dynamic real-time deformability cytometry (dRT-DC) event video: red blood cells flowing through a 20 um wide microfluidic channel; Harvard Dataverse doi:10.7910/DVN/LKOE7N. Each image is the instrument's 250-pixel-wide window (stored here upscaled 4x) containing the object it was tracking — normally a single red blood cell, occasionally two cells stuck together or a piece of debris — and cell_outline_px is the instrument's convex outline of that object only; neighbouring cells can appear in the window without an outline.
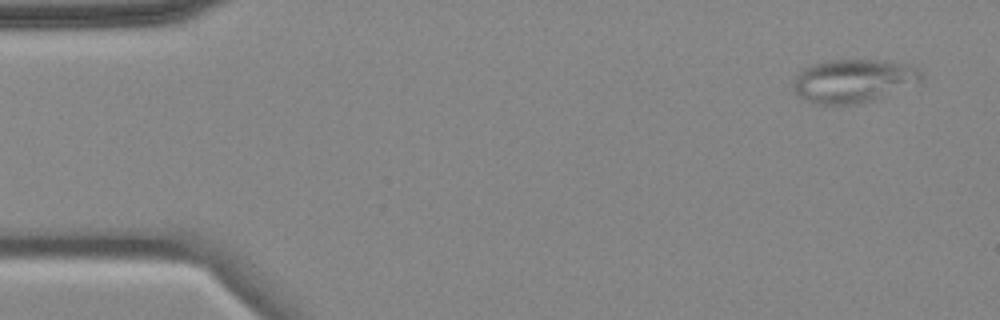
{"species": "common noctule bat (a hibernating species)", "species_latin": "Nyctalus noctula", "temperature_condition": "cold", "stored_images_in_passage": 6, "camera_frame_rate_fps": 3000, "um_per_image_px": 0.085, "animal": {"sex": "female", "body_mass_g": 18.4}, "frame": {"image": 1, "passage_image": 1, "time_ms": 0.0, "image_size_px": [1000, 320], "cell_outline_px": [[924, 76], [920, 80], [876, 100], [860, 104], [816, 104], [804, 100], [796, 92], [792, 80], [804, 68], [812, 64], [828, 60], [884, 60], [912, 64], [924, 68]], "centroid_in_image_um": [72.59, 6.86], "position_along_channel_um": 12.4, "area_um2": 32.66}}
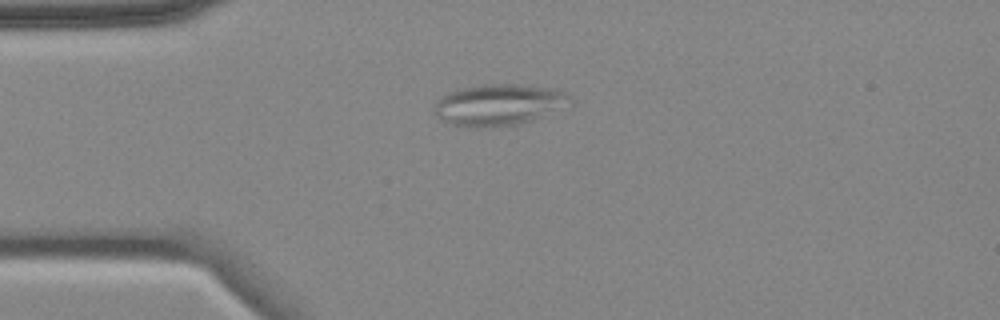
{"frame": {"image": 2, "passage_image": 4, "time_ms": 3.333, "image_size_px": [1000, 320], "cell_outline_px": [[572, 96], [540, 116], [532, 120], [516, 124], [488, 128], [476, 128], [452, 124], [436, 116], [436, 100], [440, 96], [448, 92], [464, 88], [484, 84], [516, 84], [556, 88]], "centroid_in_image_um": [42.27, 8.89], "position_along_channel_um": 42.7, "area_um2": 31.73}}